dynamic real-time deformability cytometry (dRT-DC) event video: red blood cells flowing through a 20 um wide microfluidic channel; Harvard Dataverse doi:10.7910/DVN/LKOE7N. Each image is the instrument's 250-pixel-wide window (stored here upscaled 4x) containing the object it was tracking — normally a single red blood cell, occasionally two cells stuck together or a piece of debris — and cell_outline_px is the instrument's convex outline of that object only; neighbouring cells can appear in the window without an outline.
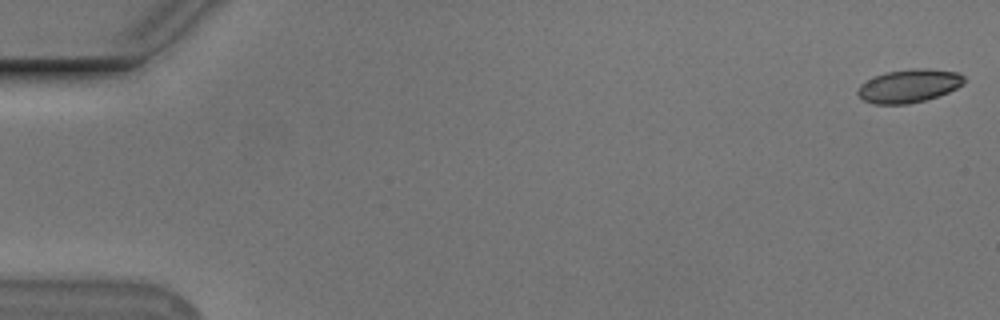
{"species": "Egyptian fruit bat (a non-hibernating species)", "species_latin": "Rousettus aegyptiacus", "temperature_condition": "cold", "stored_images_in_passage": 55, "camera_frame_rate_fps": 3000, "um_per_image_px": 0.085, "animal": {"sex": "male"}, "frame": {"image": 1, "passage_image": 1, "time_ms": 0.0, "image_size_px": [1000, 320], "cell_outline_px": [[964, 84], [948, 92], [924, 100], [908, 104], [872, 104], [864, 100], [856, 92], [856, 88], [860, 84], [884, 72], [912, 68], [928, 68], [960, 72], [964, 76]], "centroid_in_image_um": [77.26, 7.29], "position_along_channel_um": 7.7, "area_um2": 20.75}}
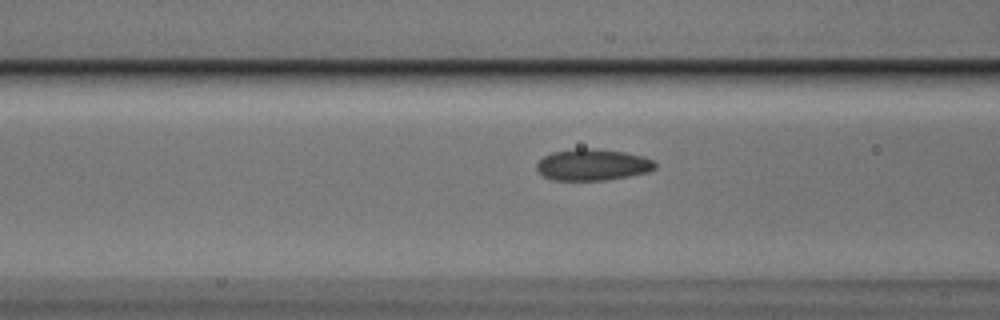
{"frame": {"image": 2, "passage_image": 22, "time_ms": 7.0, "image_size_px": [1000, 320], "cell_outline_px": [[656, 168], [648, 172], [608, 180], [552, 180], [544, 176], [536, 168], [536, 164], [544, 156], [552, 152], [576, 148], [592, 148], [624, 152], [644, 156], [652, 160], [656, 164]], "centroid_in_image_um": [50.38, 14.0], "position_along_channel_um": 116.2, "area_um2": 21.73}}
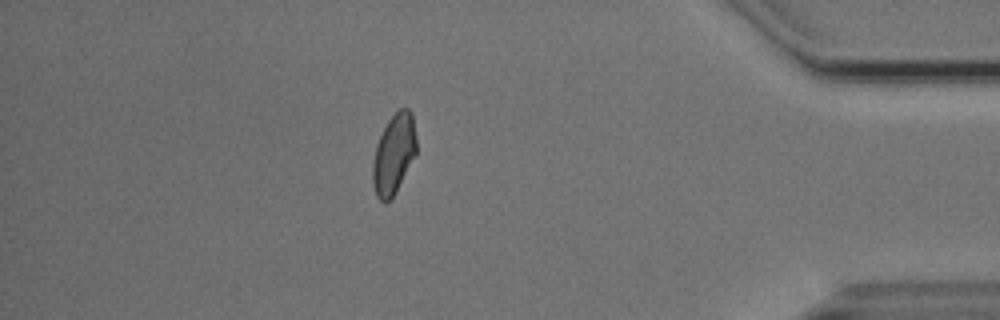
{"frame": {"image": 3, "passage_image": 48, "time_ms": 15.667, "image_size_px": [1000, 320], "cell_outline_px": [[416, 156], [396, 192], [384, 204], [376, 196], [372, 184], [372, 164], [376, 144], [388, 120], [400, 108], [408, 108], [412, 112], [416, 136]], "centroid_in_image_um": [33.48, 13.11], "position_along_channel_um": 401.7, "area_um2": 20.58}, "authors_computed_cell_mechanics": {"area_um2": 20.808, "velocity_mm_per_s": 3.7509, "shape_relaxation_time_tau1_ms": 4.8285, "shape_relaxation_time_tau2_ms": 1.4558, "deformation_change_tau1": 0.1189, "deformation_change_tau2": 0.0584}}